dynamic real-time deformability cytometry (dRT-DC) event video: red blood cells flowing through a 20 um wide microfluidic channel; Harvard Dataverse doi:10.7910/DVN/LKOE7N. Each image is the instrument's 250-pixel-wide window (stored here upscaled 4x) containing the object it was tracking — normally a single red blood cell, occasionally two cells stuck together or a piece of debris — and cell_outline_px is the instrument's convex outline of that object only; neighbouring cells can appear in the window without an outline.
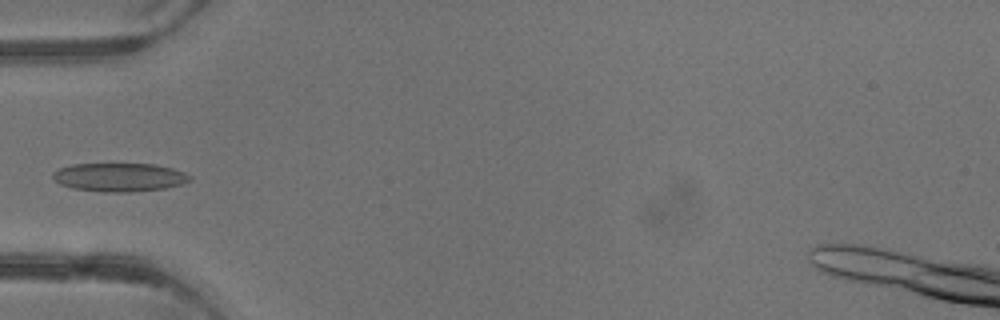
{"species": "common noctule bat (a hibernating species)", "species_latin": "Nyctalus noctula", "temperature_condition": "warm", "stored_images_in_passage": 2, "camera_frame_rate_fps": 3000, "um_per_image_px": 0.085, "animal": {"sex": "male", "body_mass_g": 13.3}, "frame": {"image": 1, "passage_image": 2, "time_ms": 1.333, "image_size_px": [1000, 320], "cell_outline_px": [[192, 180], [184, 184], [164, 188], [128, 192], [104, 192], [72, 188], [60, 184], [52, 176], [52, 172], [60, 168], [72, 164], [156, 164], [172, 168], [184, 172], [192, 176]], "centroid_in_image_um": [10.18, 15.06], "position_along_channel_um": 74.8, "area_um2": 22.83}}